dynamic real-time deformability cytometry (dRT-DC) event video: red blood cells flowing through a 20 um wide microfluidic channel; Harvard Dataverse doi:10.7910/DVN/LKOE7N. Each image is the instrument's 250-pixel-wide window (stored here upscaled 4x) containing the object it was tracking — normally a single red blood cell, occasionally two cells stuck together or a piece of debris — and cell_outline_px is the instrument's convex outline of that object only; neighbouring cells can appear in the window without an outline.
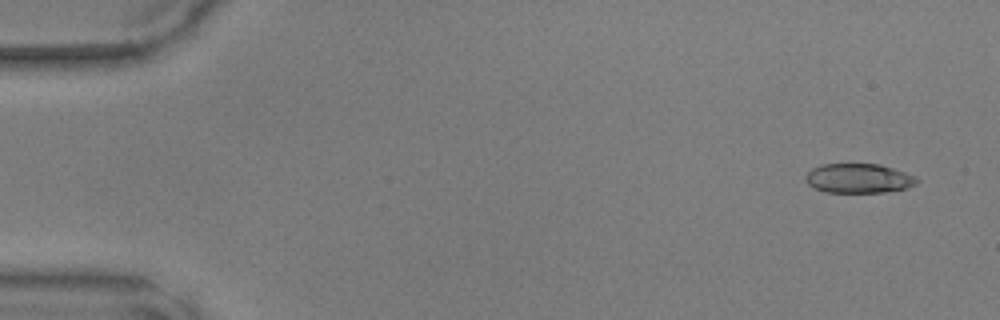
{"species": "common noctule bat (a hibernating species)", "species_latin": "Nyctalus noctula", "temperature_condition": "warm", "stored_images_in_passage": 49, "camera_frame_rate_fps": 3000, "um_per_image_px": 0.085, "animal": {"sex": "male", "body_mass_g": 17.9, "forearm_length_mm": 54.2}, "frame": {"image": 1, "passage_image": 3, "time_ms": 0.667, "image_size_px": [1000, 320], "cell_outline_px": [[920, 180], [916, 184], [908, 188], [884, 192], [824, 192], [808, 184], [808, 172], [812, 168], [820, 164], [880, 164], [916, 176]], "centroid_in_image_um": [73.03, 15.16], "position_along_channel_um": 12.0, "area_um2": 18.96}}
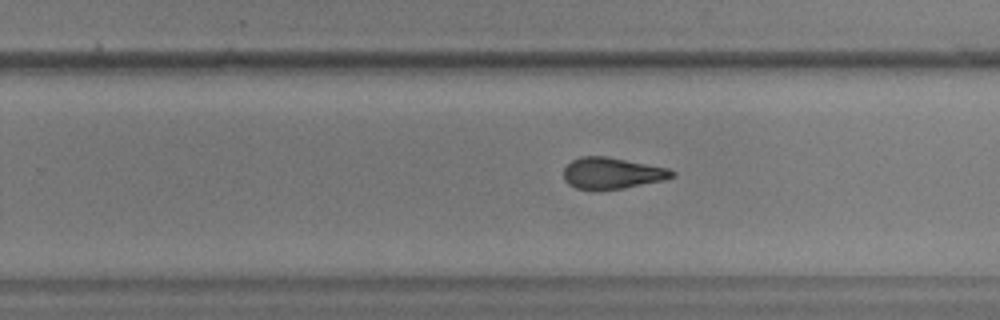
{"frame": {"image": 2, "passage_image": 31, "time_ms": 10.0, "image_size_px": [1000, 320], "cell_outline_px": [[676, 176], [664, 180], [624, 188], [596, 192], [576, 188], [568, 184], [564, 180], [564, 168], [572, 160], [580, 156], [604, 156], [668, 168], [676, 172]], "centroid_in_image_um": [52.0, 14.75], "position_along_channel_um": 277.8, "area_um2": 20.11}}
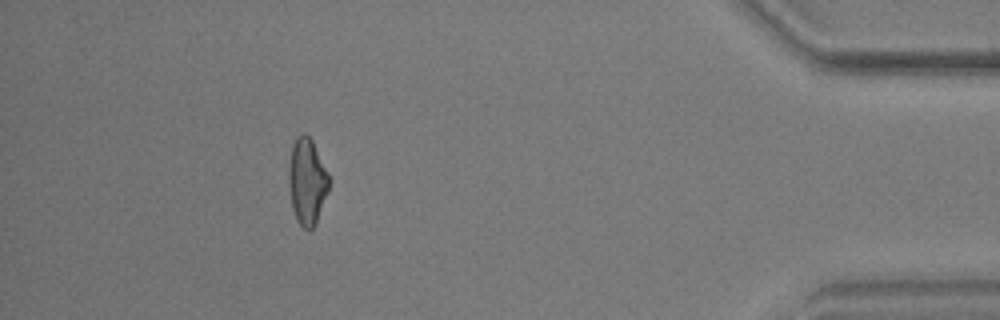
{"frame": {"image": 3, "passage_image": 44, "time_ms": 14.333, "image_size_px": [1000, 320], "cell_outline_px": [[332, 180], [328, 192], [316, 224], [312, 228], [304, 228], [296, 220], [292, 208], [288, 184], [288, 168], [292, 144], [296, 136], [300, 132], [304, 132], [312, 140]], "centroid_in_image_um": [26.1, 15.39], "position_along_channel_um": 409.1, "area_um2": 20.69}}